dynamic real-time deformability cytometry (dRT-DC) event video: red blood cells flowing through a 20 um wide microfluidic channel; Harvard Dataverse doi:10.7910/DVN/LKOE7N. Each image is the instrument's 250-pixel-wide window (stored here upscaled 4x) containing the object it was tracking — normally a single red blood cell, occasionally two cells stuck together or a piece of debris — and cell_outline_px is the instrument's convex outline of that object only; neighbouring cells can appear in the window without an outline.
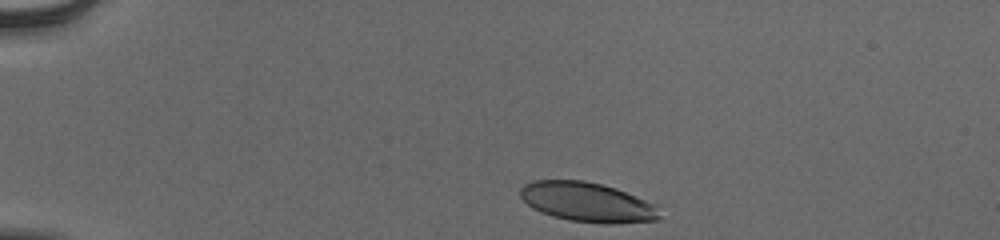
{"species": "human", "species_latin": "Homo sapiens", "temperature_condition": "cold", "stored_images_in_passage": 37, "camera_frame_rate_fps": 3000, "um_per_image_px": 0.085, "donor": {"sex": "male"}, "frame": {"image": 1, "passage_image": 1, "time_ms": 0.0, "image_size_px": [1000, 240], "cell_outline_px": [[660, 220], [608, 224], [604, 224], [568, 220], [552, 216], [540, 212], [532, 208], [520, 196], [520, 188], [524, 184], [532, 180], [584, 180], [616, 188], [656, 204], [660, 216]], "centroid_in_image_um": [49.91, 17.18], "position_along_channel_um": 35.1, "area_um2": 32.25}}
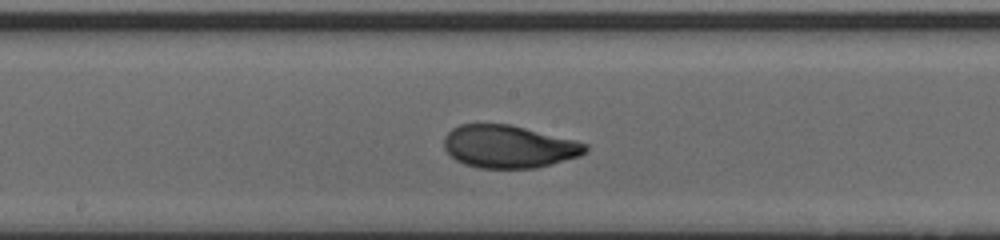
{"frame": {"image": 2, "passage_image": 20, "time_ms": 6.333, "image_size_px": [1000, 240], "cell_outline_px": [[588, 152], [580, 156], [536, 168], [480, 168], [464, 164], [456, 160], [444, 148], [444, 136], [452, 128], [460, 124], [508, 124], [576, 140], [588, 144]], "centroid_in_image_um": [43.26, 12.46], "position_along_channel_um": 204.9, "area_um2": 35.2}}
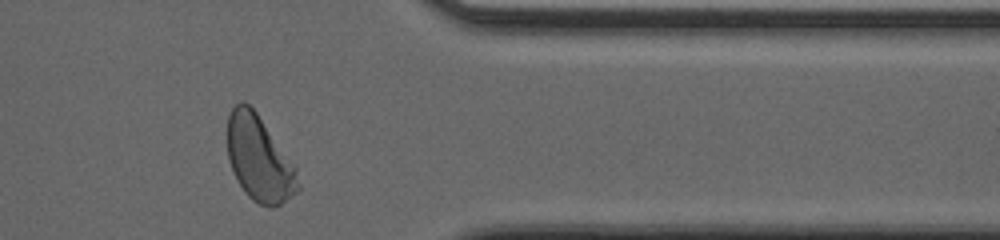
{"frame": {"image": 3, "passage_image": 35, "time_ms": 11.333, "image_size_px": [1000, 240], "cell_outline_px": [[300, 188], [296, 192], [280, 204], [272, 208], [268, 208], [252, 200], [244, 192], [228, 160], [228, 112], [236, 104], [244, 100], [256, 112], [296, 168], [300, 184]], "centroid_in_image_um": [22.03, 13.5], "position_along_channel_um": 389.4, "area_um2": 34.68}, "authors_computed_cell_mechanics": {"area_um2": 34.7956, "velocity_mm_per_s": 3.8629, "shape_relaxation_time_tau1_ms": 3.2134, "shape_relaxation_time_tau2_ms": 0.6883, "deformation_change_tau1": 0.1617, "deformation_change_tau2": 0.0542}}